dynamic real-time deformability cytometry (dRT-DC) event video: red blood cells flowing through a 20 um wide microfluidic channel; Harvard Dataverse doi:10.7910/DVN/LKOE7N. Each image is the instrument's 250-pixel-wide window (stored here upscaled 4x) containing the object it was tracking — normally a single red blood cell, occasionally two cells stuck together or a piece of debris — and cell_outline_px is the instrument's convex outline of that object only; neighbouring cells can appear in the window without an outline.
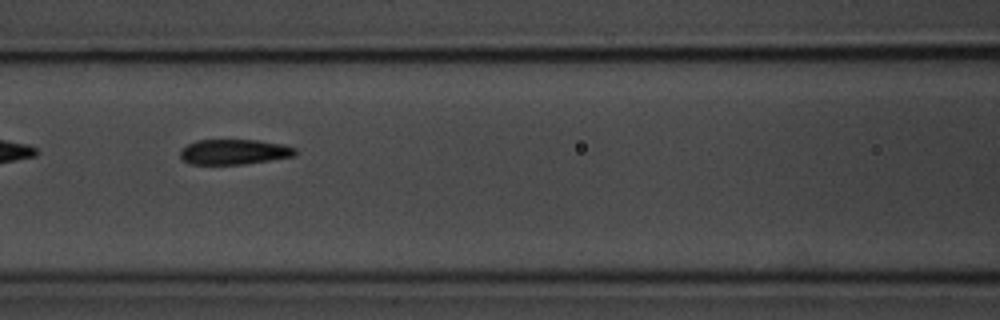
{"species": "common noctule bat (a hibernating species)", "species_latin": "Nyctalus noctula", "temperature_condition": "room temperature", "stored_images_in_passage": 9, "camera_frame_rate_fps": 3000, "um_per_image_px": 0.085, "animal": {"sex": "male", "body_mass_g": 20.1, "forearm_length_mm": 53.5}, "frame": {"image": 1, "passage_image": 8, "time_ms": 9.0, "image_size_px": [1000, 320], "cell_outline_px": [[300, 152], [296, 156], [244, 164], [188, 164], [180, 156], [180, 148], [196, 140], [260, 140], [284, 144], [296, 148]], "centroid_in_image_um": [19.94, 12.9], "position_along_channel_um": 146.7, "area_um2": 17.17}}
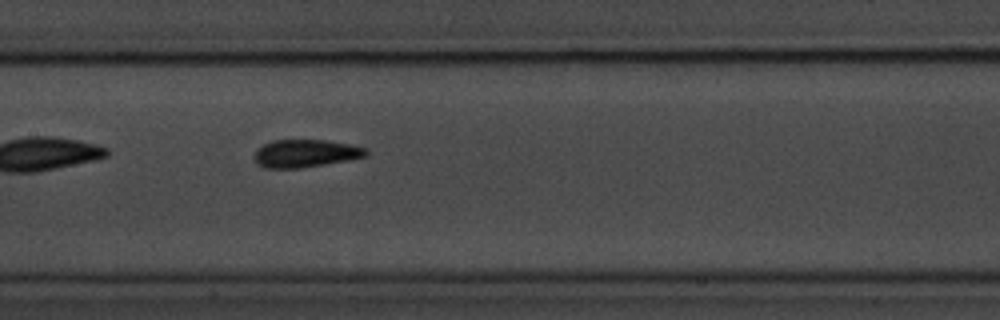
{"frame": {"image": 2, "passage_image": 9, "time_ms": 10.0, "image_size_px": [1000, 320], "cell_outline_px": [[368, 156], [348, 160], [300, 168], [264, 168], [256, 164], [256, 152], [264, 144], [272, 140], [324, 140], [348, 144], [368, 148]], "centroid_in_image_um": [26.0, 13.04], "position_along_channel_um": 181.4, "area_um2": 17.92}}